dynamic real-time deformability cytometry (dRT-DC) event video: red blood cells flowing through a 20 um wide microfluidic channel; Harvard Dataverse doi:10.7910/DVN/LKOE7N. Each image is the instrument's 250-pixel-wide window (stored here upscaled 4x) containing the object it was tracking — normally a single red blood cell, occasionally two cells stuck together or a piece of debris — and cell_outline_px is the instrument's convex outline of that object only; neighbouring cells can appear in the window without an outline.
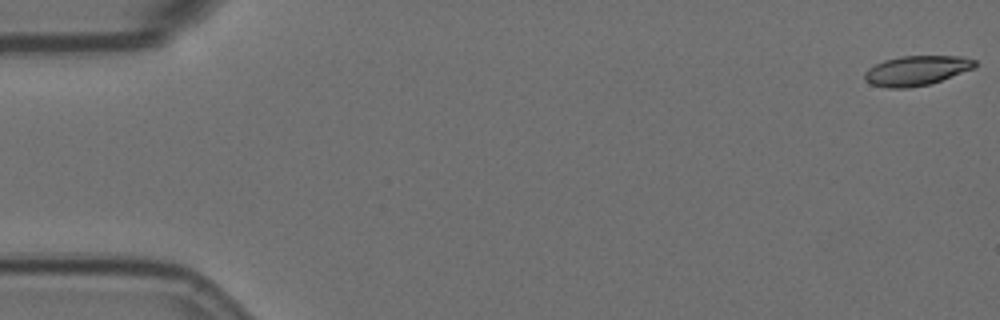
{"species": "Egyptian fruit bat (a non-hibernating species)", "species_latin": "Rousettus aegyptiacus", "temperature_condition": "room temperature", "stored_images_in_passage": 11, "camera_frame_rate_fps": 3000, "um_per_image_px": 0.085, "animal": {"sex": "female"}, "frame": {"image": 1, "passage_image": 1, "time_ms": 0.0, "image_size_px": [1000, 320], "cell_outline_px": [[976, 68], [928, 84], [908, 88], [888, 88], [872, 84], [864, 80], [864, 72], [868, 68], [884, 60], [900, 56], [960, 56], [976, 60]], "centroid_in_image_um": [77.89, 5.99], "position_along_channel_um": 7.1, "area_um2": 19.07}}